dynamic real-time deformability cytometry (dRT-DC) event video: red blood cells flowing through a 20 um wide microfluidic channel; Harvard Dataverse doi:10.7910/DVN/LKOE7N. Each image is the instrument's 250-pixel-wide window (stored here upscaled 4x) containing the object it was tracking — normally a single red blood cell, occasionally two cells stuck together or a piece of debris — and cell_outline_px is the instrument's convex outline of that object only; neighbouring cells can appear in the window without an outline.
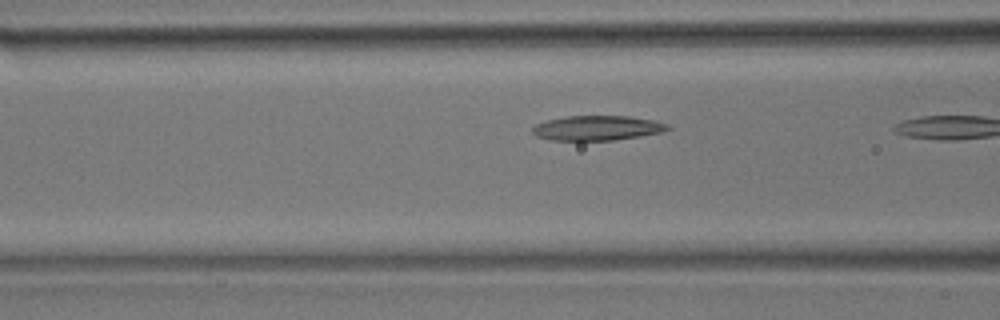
{"species": "common noctule bat (a hibernating species)", "species_latin": "Nyctalus noctula", "temperature_condition": "room temperature", "stored_images_in_passage": 9, "camera_frame_rate_fps": 3000, "um_per_image_px": 0.085, "animal": {"sex": "male", "body_mass_g": 17.9}, "frame": {"image": 1, "passage_image": 8, "time_ms": 2.333, "image_size_px": [1000, 320], "cell_outline_px": [[672, 128], [660, 132], [640, 136], [612, 140], [548, 140], [536, 136], [532, 132], [532, 128], [536, 124], [548, 120], [568, 116], [628, 116], [652, 120], [668, 124]], "centroid_in_image_um": [50.74, 10.88], "position_along_channel_um": 115.9, "area_um2": 19.36}}